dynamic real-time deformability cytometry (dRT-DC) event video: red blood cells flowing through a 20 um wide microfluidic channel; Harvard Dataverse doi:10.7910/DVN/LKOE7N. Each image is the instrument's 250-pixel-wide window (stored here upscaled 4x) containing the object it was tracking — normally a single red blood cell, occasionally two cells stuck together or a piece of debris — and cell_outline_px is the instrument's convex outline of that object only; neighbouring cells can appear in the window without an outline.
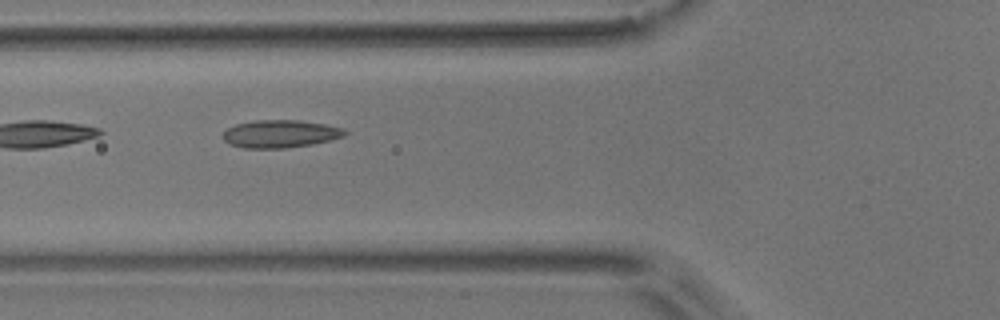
{"species": "common noctule bat (a hibernating species)", "species_latin": "Nyctalus noctula", "temperature_condition": "room temperature", "stored_images_in_passage": 6, "camera_frame_rate_fps": 3000, "um_per_image_px": 0.085, "animal": {"sex": "male", "body_mass_g": 17.9}, "frame": {"image": 1, "passage_image": 6, "time_ms": 6.0, "image_size_px": [1000, 320], "cell_outline_px": [[348, 132], [344, 136], [332, 140], [312, 144], [284, 148], [244, 148], [228, 144], [220, 136], [228, 128], [236, 124], [256, 120], [296, 120], [324, 124], [344, 128]], "centroid_in_image_um": [23.81, 11.38], "position_along_channel_um": 102.0, "area_um2": 19.77}}